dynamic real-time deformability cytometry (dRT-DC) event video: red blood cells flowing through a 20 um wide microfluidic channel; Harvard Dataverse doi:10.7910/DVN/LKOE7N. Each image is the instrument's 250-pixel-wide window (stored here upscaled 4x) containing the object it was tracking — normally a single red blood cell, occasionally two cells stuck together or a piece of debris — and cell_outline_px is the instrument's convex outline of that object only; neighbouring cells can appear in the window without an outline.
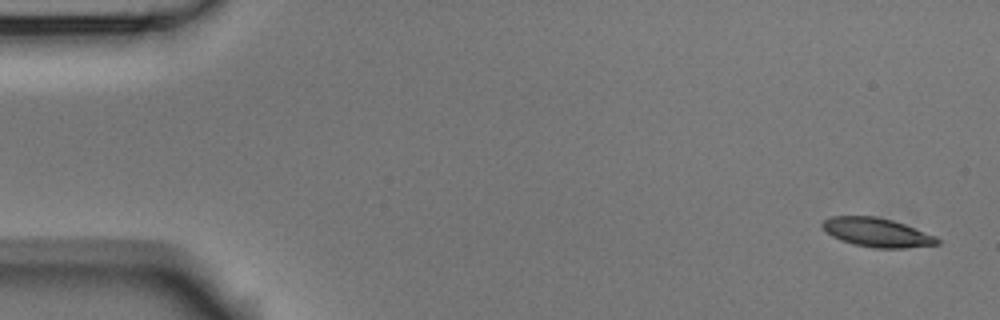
{"species": "Egyptian fruit bat (a non-hibernating species)", "species_latin": "Rousettus aegyptiacus", "temperature_condition": "room temperature", "stored_images_in_passage": 5, "segment_of_instrument_passage": [2, 2], "camera_frame_rate_fps": 3000, "um_per_image_px": 0.085, "animal": {"sex": "male"}, "frame": {"image": 1, "passage_image": 5, "time_ms": 1.333, "image_size_px": [1000, 320], "cell_outline_px": [[940, 244], [904, 248], [872, 248], [840, 240], [832, 236], [820, 224], [824, 220], [832, 216], [876, 216], [892, 220], [904, 224], [936, 236], [940, 240]], "centroid_in_image_um": [74.55, 19.76], "position_along_channel_um": 10.4, "area_um2": 19.25}}